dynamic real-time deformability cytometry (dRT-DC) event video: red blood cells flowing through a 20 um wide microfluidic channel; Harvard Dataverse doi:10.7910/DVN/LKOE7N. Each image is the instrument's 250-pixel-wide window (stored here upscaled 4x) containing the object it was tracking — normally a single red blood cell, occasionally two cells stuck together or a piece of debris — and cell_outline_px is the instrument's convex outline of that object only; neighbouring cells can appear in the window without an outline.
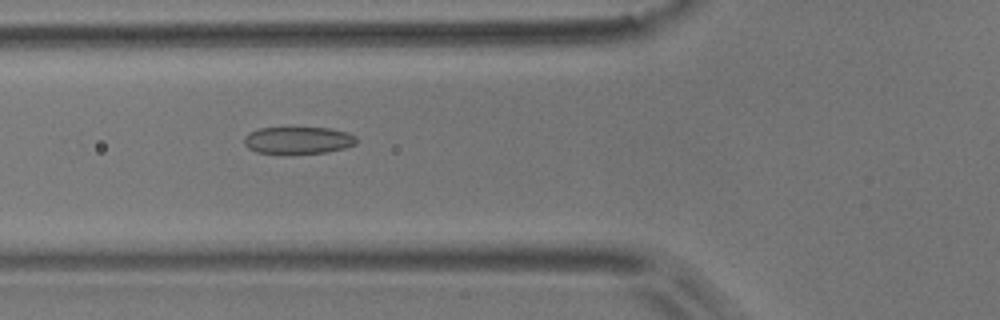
{"species": "common noctule bat (a hibernating species)", "species_latin": "Nyctalus noctula", "temperature_condition": "room temperature", "stored_images_in_passage": 54, "camera_frame_rate_fps": 3000, "um_per_image_px": 0.085, "animal": {"sex": "male", "body_mass_g": 17.9}, "frame": {"image": 1, "passage_image": 20, "time_ms": 6.333, "image_size_px": [1000, 320], "cell_outline_px": [[356, 144], [344, 148], [328, 152], [292, 156], [256, 152], [248, 148], [244, 144], [244, 136], [260, 128], [332, 128], [348, 132], [356, 136]], "centroid_in_image_um": [25.35, 11.96], "position_along_channel_um": 100.5, "area_um2": 18.38}}
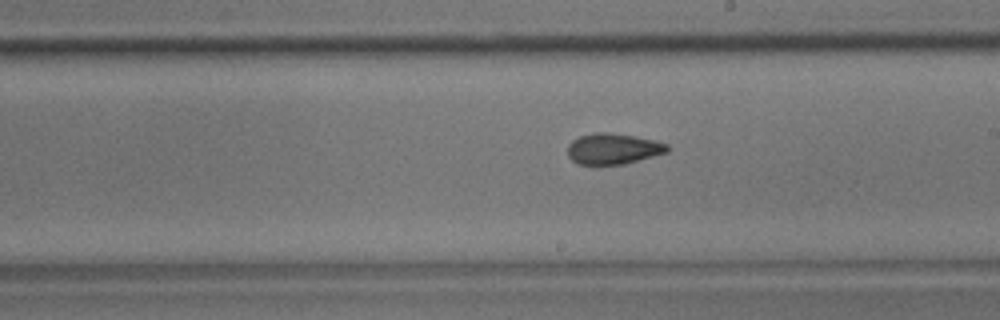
{"frame": {"image": 2, "passage_image": 31, "time_ms": 10.0, "image_size_px": [1000, 320], "cell_outline_px": [[668, 152], [624, 164], [596, 168], [576, 164], [568, 156], [568, 144], [572, 140], [580, 136], [596, 132], [608, 132], [636, 136], [656, 140], [668, 144]], "centroid_in_image_um": [52.07, 12.69], "position_along_channel_um": 236.9, "area_um2": 18.67}}
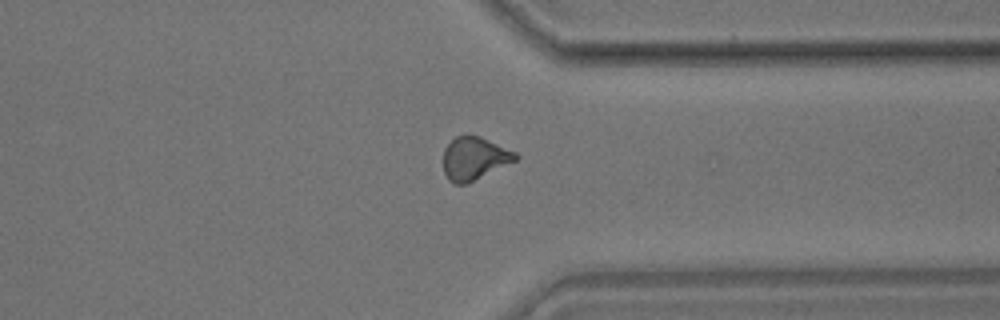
{"frame": {"image": 3, "passage_image": 42, "time_ms": 13.667, "image_size_px": [1000, 320], "cell_outline_px": [[520, 156], [516, 160], [468, 184], [456, 184], [448, 180], [444, 172], [444, 148], [456, 136], [468, 132], [480, 136], [516, 152]], "centroid_in_image_um": [40.31, 13.44], "position_along_channel_um": 371.1, "area_um2": 18.32}, "authors_computed_cell_mechanics": {"area_um2": 18.2359, "velocity_mm_per_s": 3.7191, "shape_relaxation_time_tau1_ms": 11.2338, "shape_relaxation_time_tau2_ms": 1.983, "deformation_change_tau1": 0.1846, "deformation_change_tau2": 0.085}}